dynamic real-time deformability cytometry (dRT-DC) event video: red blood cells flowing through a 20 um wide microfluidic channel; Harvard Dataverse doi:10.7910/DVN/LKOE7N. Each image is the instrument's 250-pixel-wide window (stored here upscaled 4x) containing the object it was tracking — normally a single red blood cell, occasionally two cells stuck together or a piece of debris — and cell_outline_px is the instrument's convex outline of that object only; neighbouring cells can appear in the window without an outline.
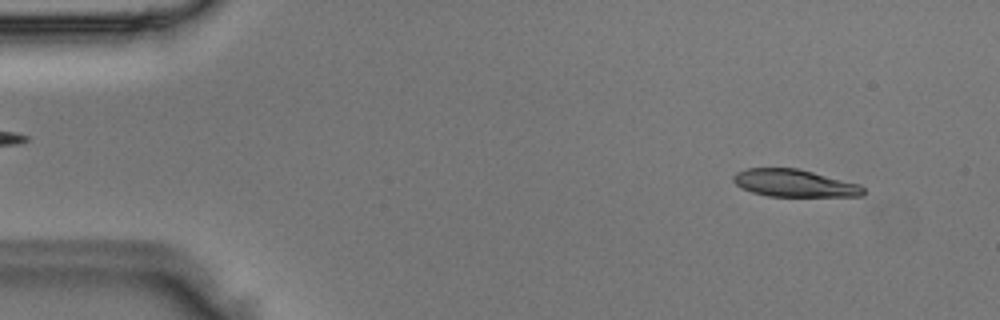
{"species": "Egyptian fruit bat (a non-hibernating species)", "species_latin": "Rousettus aegyptiacus", "temperature_condition": "room temperature", "stored_images_in_passage": 5, "camera_frame_rate_fps": 3000, "um_per_image_px": 0.085, "animal": {"sex": "male"}, "frame": {"image": 1, "passage_image": 1, "time_ms": 0.0, "image_size_px": [1000, 320], "cell_outline_px": [[864, 196], [768, 196], [752, 192], [736, 184], [732, 180], [732, 176], [736, 172], [748, 168], [800, 168], [860, 184], [864, 188]], "centroid_in_image_um": [67.54, 15.56], "position_along_channel_um": 17.5, "area_um2": 20.81}}
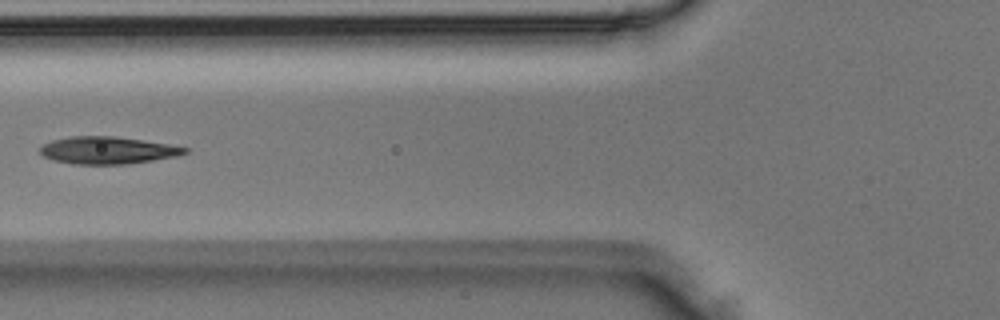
{"frame": {"image": 2, "passage_image": 5, "time_ms": 1.333, "image_size_px": [1000, 320], "cell_outline_px": [[188, 152], [176, 156], [128, 164], [72, 164], [52, 160], [44, 156], [40, 152], [40, 148], [44, 144], [52, 140], [72, 136], [112, 136], [144, 140], [168, 144], [188, 148]], "centroid_in_image_um": [9.13, 12.77], "position_along_channel_um": 116.7, "area_um2": 22.89}}